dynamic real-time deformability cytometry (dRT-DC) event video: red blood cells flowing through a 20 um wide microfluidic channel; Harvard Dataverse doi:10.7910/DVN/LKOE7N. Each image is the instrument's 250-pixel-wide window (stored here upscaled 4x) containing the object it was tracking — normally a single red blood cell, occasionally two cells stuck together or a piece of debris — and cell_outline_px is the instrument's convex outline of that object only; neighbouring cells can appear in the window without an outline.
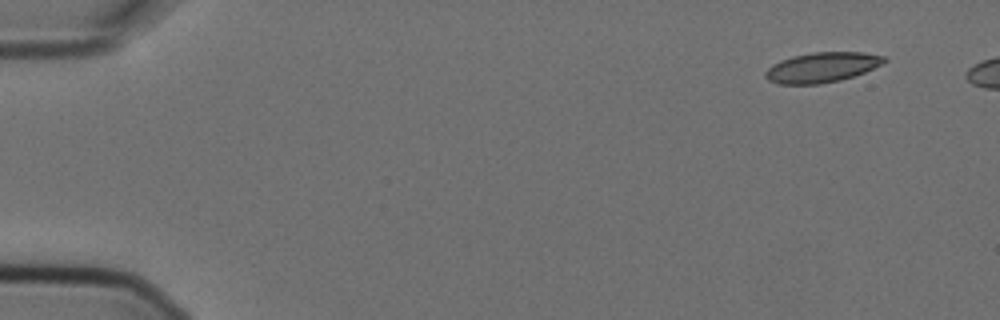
{"species": "Egyptian fruit bat (a non-hibernating species)", "species_latin": "Rousettus aegyptiacus", "temperature_condition": "cold", "stored_images_in_passage": 6, "camera_frame_rate_fps": 3000, "um_per_image_px": 0.085, "animal": {"sex": "female"}, "frame": {"image": 1, "passage_image": 1, "time_ms": 0.0, "image_size_px": [1000, 320], "cell_outline_px": [[888, 60], [864, 72], [840, 80], [820, 84], [776, 84], [768, 80], [764, 76], [764, 72], [772, 64], [780, 60], [792, 56], [812, 52], [864, 52], [884, 56]], "centroid_in_image_um": [69.81, 5.72], "position_along_channel_um": 15.2, "area_um2": 20.81}}
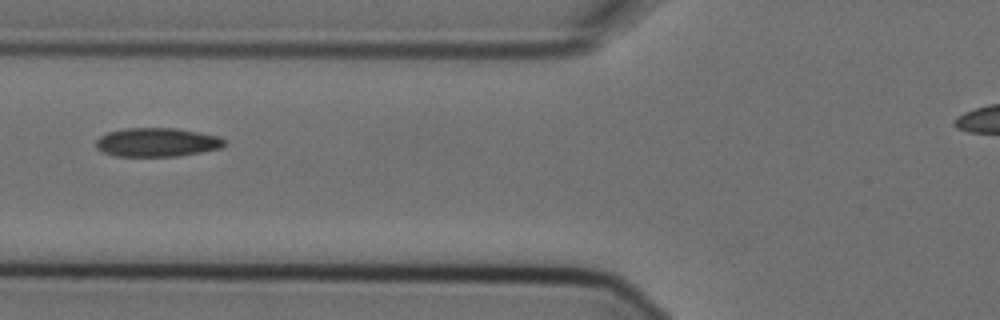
{"frame": {"image": 2, "passage_image": 6, "time_ms": 1.667, "image_size_px": [1000, 320], "cell_outline_px": [[228, 144], [220, 148], [180, 156], [112, 156], [100, 152], [96, 148], [96, 140], [100, 136], [108, 132], [124, 128], [172, 128], [220, 136]], "centroid_in_image_um": [13.31, 12.1], "position_along_channel_um": 112.5, "area_um2": 21.68}}